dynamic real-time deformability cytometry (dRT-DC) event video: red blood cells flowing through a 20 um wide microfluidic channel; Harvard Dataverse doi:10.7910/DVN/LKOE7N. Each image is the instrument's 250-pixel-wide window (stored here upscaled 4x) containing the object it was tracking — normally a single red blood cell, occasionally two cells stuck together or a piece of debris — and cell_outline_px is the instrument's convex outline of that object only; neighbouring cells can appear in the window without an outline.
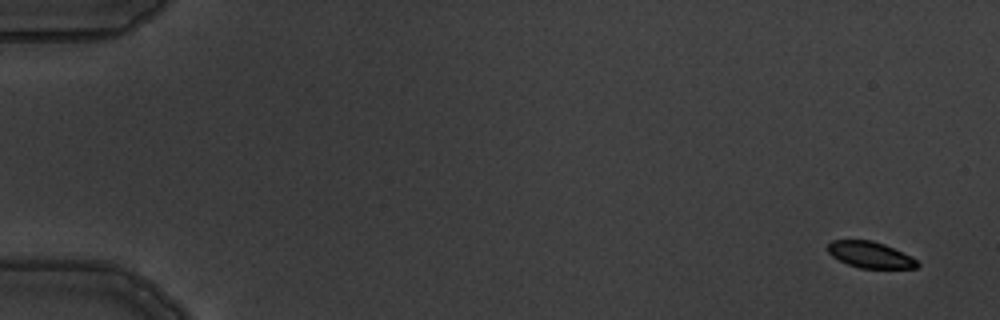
{"species": "common noctule bat (a hibernating species)", "species_latin": "Nyctalus noctula", "temperature_condition": "warm", "stored_images_in_passage": 7, "camera_frame_rate_fps": 3000, "um_per_image_px": 0.085, "animal": {"sex": "male", "body_mass_g": 19.5, "forearm_length_mm": 54.6}, "frame": {"image": 1, "passage_image": 1, "time_ms": 0.0, "image_size_px": [1000, 320], "cell_outline_px": [[920, 264], [916, 268], [860, 268], [848, 264], [832, 256], [828, 252], [828, 244], [832, 240], [872, 240], [884, 244], [912, 256]], "centroid_in_image_um": [73.98, 21.65], "position_along_channel_um": 11.0, "area_um2": 13.64}}